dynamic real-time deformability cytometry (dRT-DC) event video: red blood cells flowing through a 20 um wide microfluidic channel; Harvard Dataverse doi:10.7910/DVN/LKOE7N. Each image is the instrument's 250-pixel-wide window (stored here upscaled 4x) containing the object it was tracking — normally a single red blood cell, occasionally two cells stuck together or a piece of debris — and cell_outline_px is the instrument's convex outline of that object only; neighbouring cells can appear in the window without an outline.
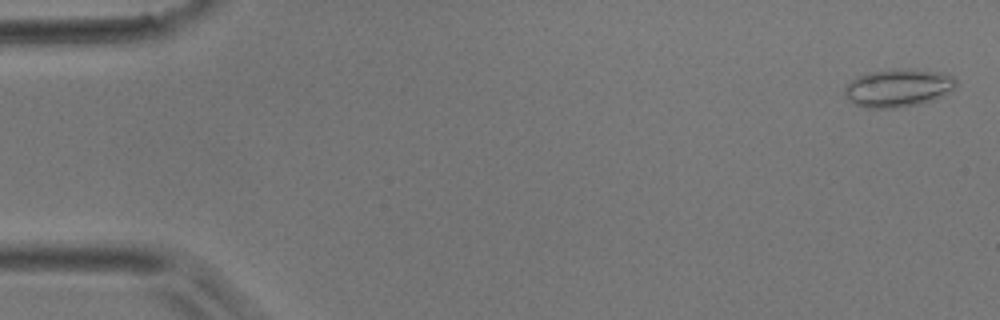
{"species": "common noctule bat (a hibernating species)", "species_latin": "Nyctalus noctula", "temperature_condition": "room temperature", "stored_images_in_passage": 9, "camera_frame_rate_fps": 3000, "um_per_image_px": 0.085, "animal": {"sex": "male", "body_mass_g": 17.9}, "frame": {"image": 1, "passage_image": 2, "time_ms": 0.333, "image_size_px": [1000, 320], "cell_outline_px": [[956, 88], [944, 96], [932, 100], [916, 104], [892, 108], [864, 108], [856, 104], [844, 92], [844, 88], [856, 76], [868, 72], [888, 68], [908, 68], [944, 72], [952, 76], [956, 80]], "centroid_in_image_um": [76.38, 7.44], "position_along_channel_um": 8.6, "area_um2": 24.91}}